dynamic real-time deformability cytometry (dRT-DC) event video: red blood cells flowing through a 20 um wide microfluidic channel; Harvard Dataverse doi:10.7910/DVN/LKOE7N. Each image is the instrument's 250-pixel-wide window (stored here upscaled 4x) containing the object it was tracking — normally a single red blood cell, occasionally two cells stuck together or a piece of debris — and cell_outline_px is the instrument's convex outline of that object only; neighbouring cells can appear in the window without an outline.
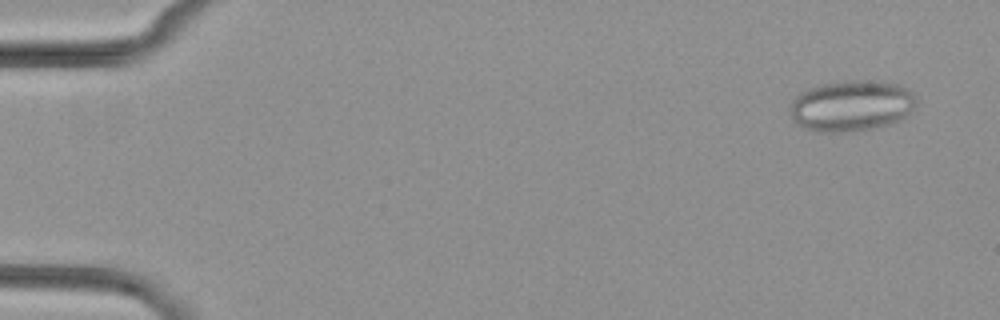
{"species": "common noctule bat (a hibernating species)", "species_latin": "Nyctalus noctula", "temperature_condition": "cold", "stored_images_in_passage": 52, "segment_of_instrument_passage": [1, 2], "camera_frame_rate_fps": 3000, "um_per_image_px": 0.085, "animal": {"sex": "female", "body_mass_g": 29.2, "forearm_length_mm": 56.3}, "frame": {"image": 1, "passage_image": 2, "time_ms": 0.333, "image_size_px": [1000, 320], "cell_outline_px": [[916, 104], [908, 116], [900, 120], [888, 124], [872, 128], [840, 132], [816, 132], [800, 124], [792, 116], [788, 108], [792, 100], [800, 92], [808, 88], [820, 84], [848, 80], [868, 80], [896, 84], [912, 92], [916, 100]], "centroid_in_image_um": [72.37, 8.98], "position_along_channel_um": 12.6, "area_um2": 37.34}}